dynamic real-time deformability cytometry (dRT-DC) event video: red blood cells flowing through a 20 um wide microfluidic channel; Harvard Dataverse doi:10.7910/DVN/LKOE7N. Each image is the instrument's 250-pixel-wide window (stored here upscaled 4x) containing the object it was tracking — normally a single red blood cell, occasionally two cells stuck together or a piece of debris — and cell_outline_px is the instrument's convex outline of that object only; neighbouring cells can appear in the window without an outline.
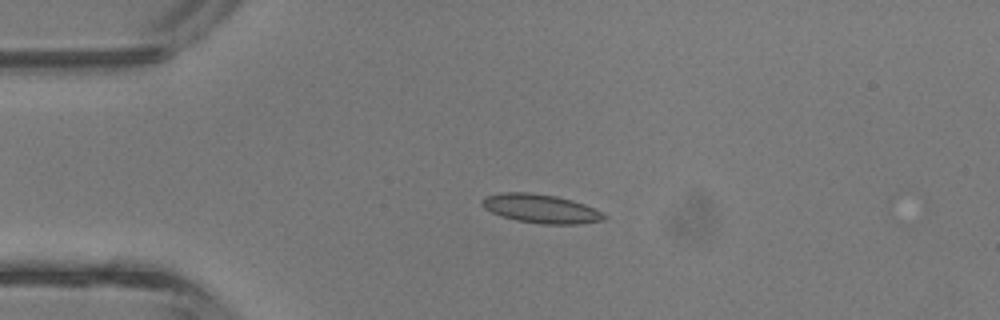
{"species": "common noctule bat (a hibernating species)", "species_latin": "Nyctalus noctula", "temperature_condition": "room temperature", "stored_images_in_passage": 34, "camera_frame_rate_fps": 3000, "um_per_image_px": 0.085, "animal": {"sex": "male", "body_mass_g": 13.3}, "frame": {"image": 1, "passage_image": 1, "time_ms": 0.0, "image_size_px": [1000, 320], "cell_outline_px": [[608, 216], [604, 220], [580, 224], [540, 224], [516, 220], [500, 216], [484, 208], [480, 204], [480, 200], [484, 196], [504, 192], [528, 192], [556, 196], [572, 200], [584, 204], [604, 212]], "centroid_in_image_um": [45.97, 17.74], "position_along_channel_um": 39.0, "area_um2": 20.75}}
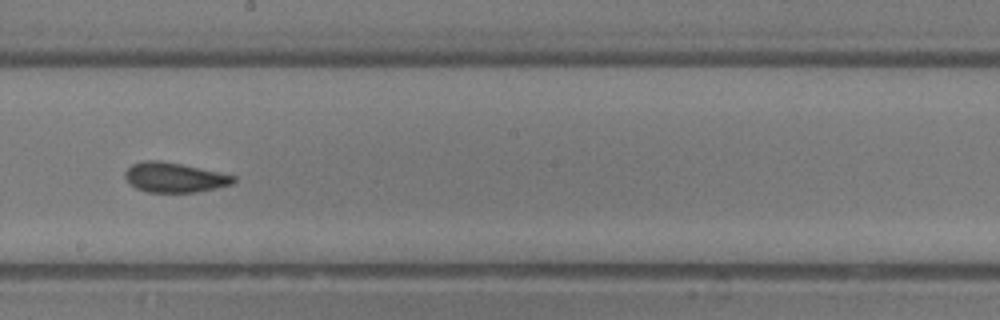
{"frame": {"image": 2, "passage_image": 15, "time_ms": 4.667, "image_size_px": [1000, 320], "cell_outline_px": [[236, 180], [232, 184], [216, 188], [196, 192], [148, 192], [136, 188], [124, 176], [124, 172], [132, 164], [144, 160], [160, 160], [220, 172], [236, 176]], "centroid_in_image_um": [14.84, 15.08], "position_along_channel_um": 233.4, "area_um2": 18.73}}
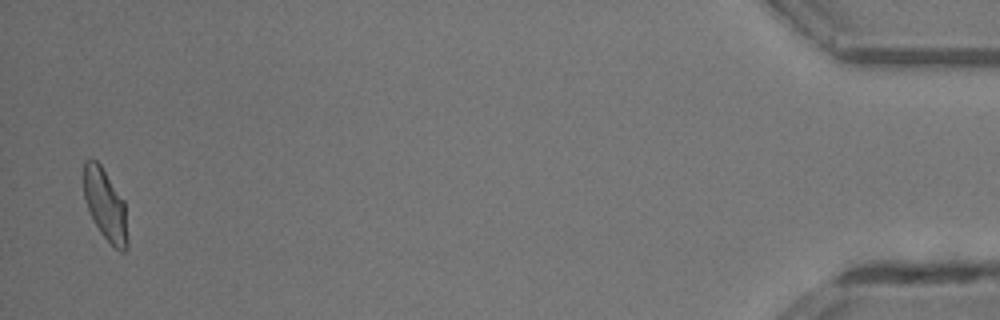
{"frame": {"image": 3, "passage_image": 33, "time_ms": 10.667, "image_size_px": [1000, 320], "cell_outline_px": [[128, 248], [124, 252], [120, 252], [100, 232], [88, 208], [84, 196], [84, 160], [96, 160], [100, 164], [124, 200], [128, 240]], "centroid_in_image_um": [8.97, 17.42], "position_along_channel_um": 426.2, "area_um2": 17.92}}